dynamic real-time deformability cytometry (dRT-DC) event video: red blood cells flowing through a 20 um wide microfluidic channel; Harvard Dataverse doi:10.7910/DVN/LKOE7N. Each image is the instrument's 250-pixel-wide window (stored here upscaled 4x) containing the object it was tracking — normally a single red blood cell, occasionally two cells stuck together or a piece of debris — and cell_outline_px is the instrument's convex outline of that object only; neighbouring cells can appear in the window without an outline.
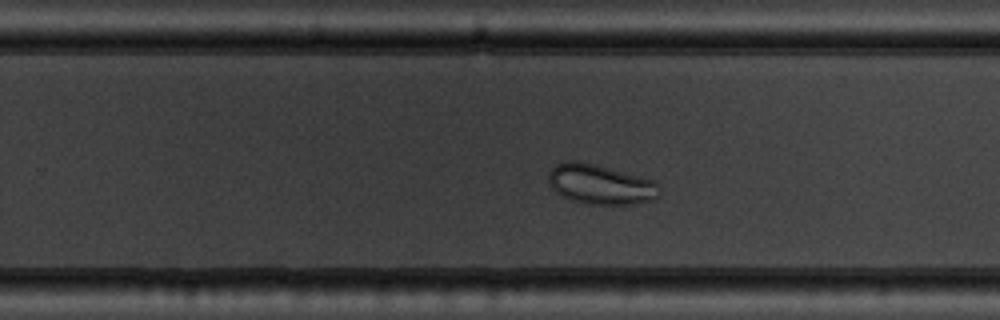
{"species": "common noctule bat (a hibernating species)", "species_latin": "Nyctalus noctula", "temperature_condition": "warm", "stored_images_in_passage": 47, "camera_frame_rate_fps": 3000, "um_per_image_px": 0.085, "animal": {"sex": "male", "body_mass_g": 19.5, "forearm_length_mm": 54.6}, "frame": {"image": 1, "passage_image": 27, "time_ms": 8.667, "image_size_px": [1000, 320], "cell_outline_px": [[660, 188], [656, 196], [652, 200], [636, 204], [588, 204], [572, 200], [556, 192], [552, 188], [548, 180], [548, 172], [556, 164], [564, 160], [580, 160], [596, 164], [656, 180]], "centroid_in_image_um": [51.03, 15.64], "position_along_channel_um": 278.8, "area_um2": 26.01}}